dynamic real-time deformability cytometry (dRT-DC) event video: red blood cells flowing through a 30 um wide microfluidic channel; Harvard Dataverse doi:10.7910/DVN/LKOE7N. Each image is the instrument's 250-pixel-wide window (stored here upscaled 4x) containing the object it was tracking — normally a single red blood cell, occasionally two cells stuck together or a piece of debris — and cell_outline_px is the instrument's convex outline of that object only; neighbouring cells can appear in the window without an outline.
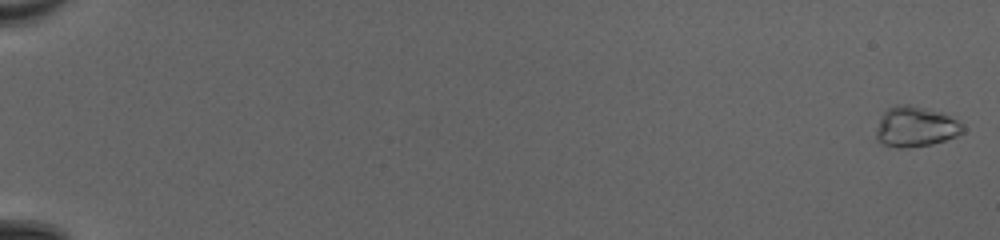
{"species": "common noctule bat (a hibernating species)", "species_latin": "Nyctalus noctula", "temperature_condition": "cold", "stored_images_in_passage": 51, "camera_frame_rate_fps": 3000, "um_per_image_px": 0.085, "animal": {"sex": "female", "body_mass_g": 20.0, "forearm_length_mm": 54.0}, "frame": {"image": 1, "passage_image": 1, "time_ms": 0.0, "image_size_px": [1000, 240], "cell_outline_px": [[964, 132], [956, 136], [932, 144], [904, 148], [896, 148], [884, 144], [876, 140], [876, 128], [884, 112], [888, 108], [896, 104], [912, 104], [948, 116], [964, 124]], "centroid_in_image_um": [77.8, 10.78], "position_along_channel_um": 7.2, "area_um2": 20.23}}
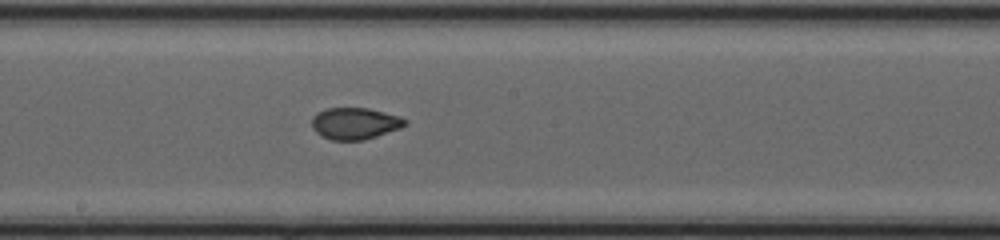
{"frame": {"image": 2, "passage_image": 31, "time_ms": 10.0, "image_size_px": [1000, 240], "cell_outline_px": [[408, 124], [400, 128], [364, 140], [332, 140], [320, 136], [312, 128], [312, 116], [316, 112], [328, 108], [368, 108], [400, 116], [408, 120]], "centroid_in_image_um": [30.16, 10.49], "position_along_channel_um": 218.0, "area_um2": 17.34}}
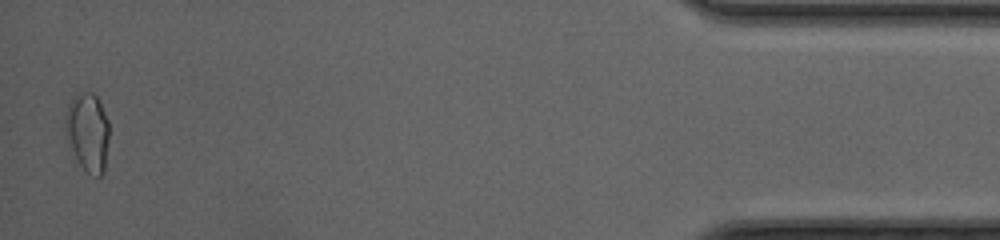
{"frame": {"image": 3, "passage_image": 51, "time_ms": 16.667, "image_size_px": [1000, 240], "cell_outline_px": [[108, 140], [104, 172], [100, 176], [96, 176], [88, 172], [80, 164], [72, 148], [64, 124], [64, 120], [68, 104], [76, 92], [92, 92], [96, 96], [108, 120]], "centroid_in_image_um": [7.46, 11.18], "position_along_channel_um": 427.7, "area_um2": 19.65}}